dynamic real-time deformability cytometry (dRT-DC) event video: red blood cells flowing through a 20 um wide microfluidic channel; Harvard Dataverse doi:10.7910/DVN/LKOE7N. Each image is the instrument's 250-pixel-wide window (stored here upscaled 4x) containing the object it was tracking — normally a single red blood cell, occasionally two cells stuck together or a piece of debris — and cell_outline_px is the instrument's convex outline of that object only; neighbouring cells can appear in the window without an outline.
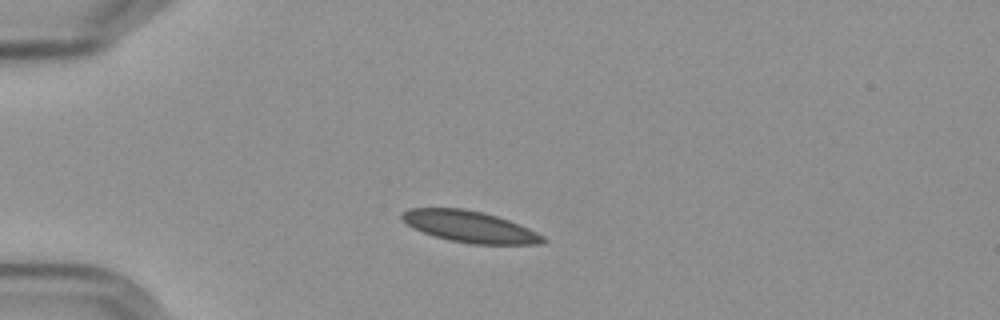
{"species": "Egyptian fruit bat (a non-hibernating species)", "species_latin": "Rousettus aegyptiacus", "temperature_condition": "cold", "stored_images_in_passage": 4, "camera_frame_rate_fps": 3000, "um_per_image_px": 0.085, "frame": {"image": 1, "passage_image": 2, "time_ms": 1.333, "image_size_px": [1000, 320], "cell_outline_px": [[548, 240], [540, 244], [468, 244], [448, 240], [412, 228], [400, 216], [408, 208], [464, 208], [484, 212], [508, 220], [528, 228], [544, 236]], "centroid_in_image_um": [39.94, 19.27], "position_along_channel_um": 45.1, "area_um2": 25.72}}
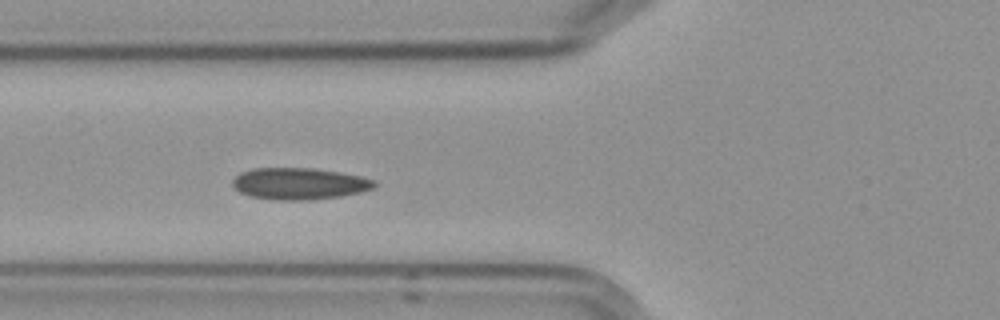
{"frame": {"image": 2, "passage_image": 4, "time_ms": 3.667, "image_size_px": [1000, 320], "cell_outline_px": [[376, 188], [360, 192], [340, 196], [312, 200], [276, 200], [248, 196], [240, 192], [232, 184], [232, 180], [240, 172], [252, 168], [312, 168], [340, 172], [360, 176], [376, 180]], "centroid_in_image_um": [25.44, 15.61], "position_along_channel_um": 100.4, "area_um2": 26.36}}